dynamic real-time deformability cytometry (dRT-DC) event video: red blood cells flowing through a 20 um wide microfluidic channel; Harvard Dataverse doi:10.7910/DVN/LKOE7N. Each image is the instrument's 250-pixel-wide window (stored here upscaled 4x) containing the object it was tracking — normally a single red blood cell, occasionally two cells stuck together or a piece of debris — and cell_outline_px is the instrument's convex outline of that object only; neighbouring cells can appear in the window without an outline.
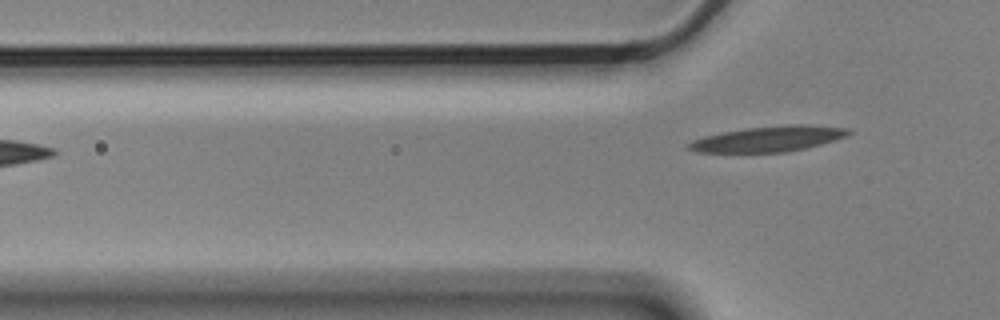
{"species": "Egyptian fruit bat (a non-hibernating species)", "species_latin": "Rousettus aegyptiacus", "temperature_condition": "cold", "stored_images_in_passage": 5, "camera_frame_rate_fps": 3000, "um_per_image_px": 0.085, "animal": {"sex": "male"}, "frame": {"image": 1, "passage_image": 5, "time_ms": 1.333, "image_size_px": [1000, 320], "cell_outline_px": [[852, 132], [844, 136], [820, 144], [788, 152], [696, 152], [688, 148], [684, 144], [692, 140], [704, 136], [724, 132], [748, 128], [788, 124], [804, 124], [848, 128]], "centroid_in_image_um": [65.27, 11.8], "position_along_channel_um": 60.5, "area_um2": 23.52}}